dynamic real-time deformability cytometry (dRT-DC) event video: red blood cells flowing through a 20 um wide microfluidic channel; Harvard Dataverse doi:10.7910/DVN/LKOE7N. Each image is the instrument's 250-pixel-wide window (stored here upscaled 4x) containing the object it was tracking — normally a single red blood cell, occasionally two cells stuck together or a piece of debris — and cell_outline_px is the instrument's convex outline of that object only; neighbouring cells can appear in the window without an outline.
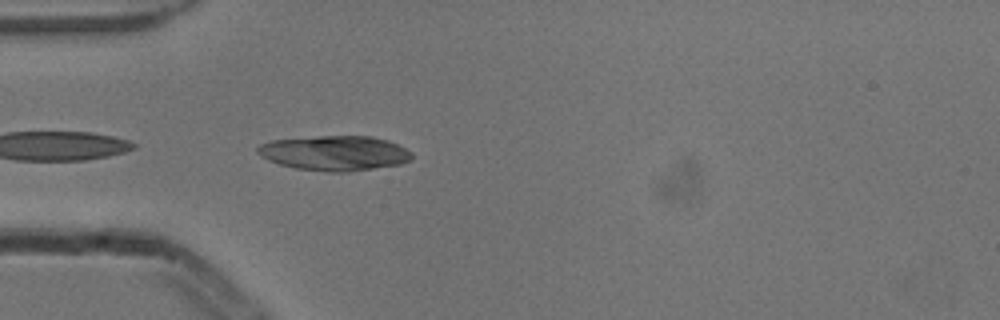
{"species": "common noctule bat (a hibernating species)", "species_latin": "Nyctalus noctula", "temperature_condition": "cold", "stored_images_in_passage": 8, "camera_frame_rate_fps": 3000, "um_per_image_px": 0.085, "animal": {"sex": "male", "body_mass_g": 13.3}, "frame": {"image": 1, "passage_image": 1, "time_ms": 0.0, "image_size_px": [1000, 320], "cell_outline_px": [[412, 160], [400, 164], [348, 172], [328, 172], [296, 168], [280, 164], [268, 160], [256, 152], [256, 148], [260, 144], [272, 140], [320, 136], [372, 136], [388, 140], [412, 152]], "centroid_in_image_um": [28.45, 13.01], "position_along_channel_um": 56.6, "area_um2": 31.33}}
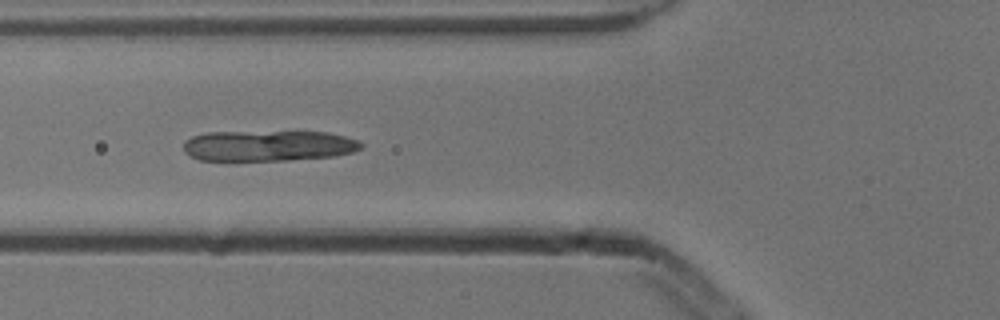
{"frame": {"image": 2, "passage_image": 5, "time_ms": 1.333, "image_size_px": [1000, 320], "cell_outline_px": [[364, 144], [360, 148], [352, 152], [332, 156], [288, 160], [200, 160], [184, 152], [184, 140], [192, 136], [208, 132], [328, 132], [344, 136], [356, 140]], "centroid_in_image_um": [22.78, 12.38], "position_along_channel_um": 103.0, "area_um2": 31.56}}